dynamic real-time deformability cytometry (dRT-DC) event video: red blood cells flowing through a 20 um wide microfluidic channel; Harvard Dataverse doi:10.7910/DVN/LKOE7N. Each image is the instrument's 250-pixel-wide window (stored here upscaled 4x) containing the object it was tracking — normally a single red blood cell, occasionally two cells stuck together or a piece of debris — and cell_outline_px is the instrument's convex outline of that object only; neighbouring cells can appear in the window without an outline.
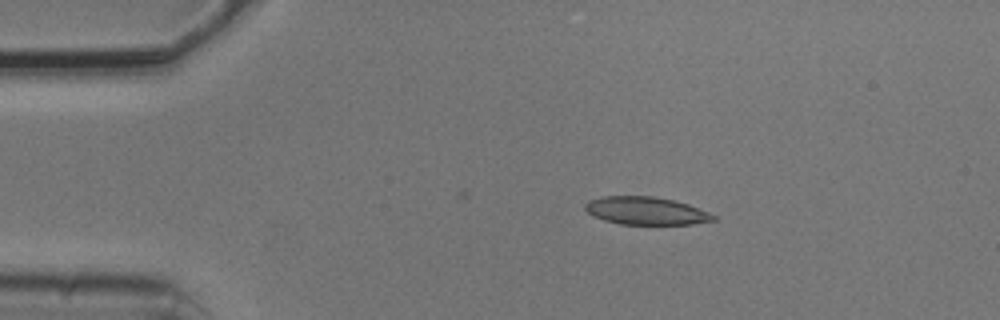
{"species": "common noctule bat (a hibernating species)", "species_latin": "Nyctalus noctula", "temperature_condition": "cold", "stored_images_in_passage": 7, "camera_frame_rate_fps": 3000, "um_per_image_px": 0.085, "animal": {"sex": "male", "body_mass_g": 20.5, "forearm_length_mm": 52.5}, "frame": {"image": 1, "passage_image": 3, "time_ms": 0.667, "image_size_px": [1000, 320], "cell_outline_px": [[716, 220], [692, 224], [620, 224], [604, 220], [592, 216], [584, 208], [584, 204], [588, 200], [600, 196], [652, 196], [676, 200], [688, 204], [708, 212], [716, 216]], "centroid_in_image_um": [54.88, 17.91], "position_along_channel_um": 30.1, "area_um2": 20.92}}
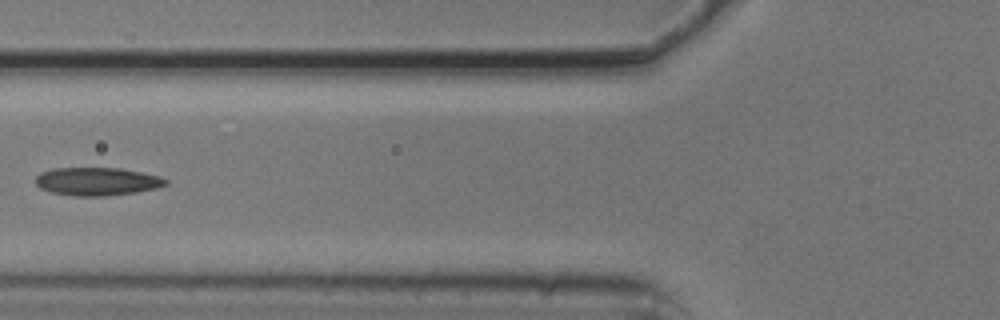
{"frame": {"image": 2, "passage_image": 6, "time_ms": 1.667, "image_size_px": [1000, 320], "cell_outline_px": [[168, 184], [156, 188], [136, 192], [104, 196], [72, 196], [52, 192], [40, 188], [36, 184], [36, 176], [40, 172], [52, 168], [120, 168], [160, 176], [168, 180]], "centroid_in_image_um": [8.24, 15.42], "position_along_channel_um": 117.6, "area_um2": 21.33}}
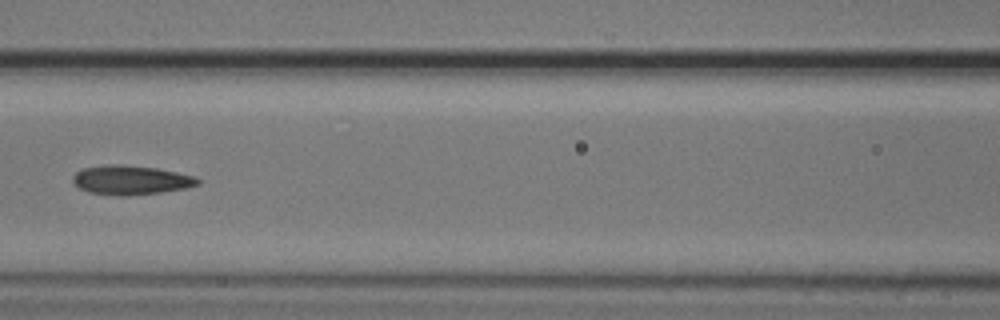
{"frame": {"image": 3, "passage_image": 7, "time_ms": 2.0, "image_size_px": [1000, 320], "cell_outline_px": [[200, 184], [184, 188], [160, 192], [120, 196], [88, 192], [80, 188], [72, 180], [72, 176], [76, 172], [84, 168], [112, 164], [116, 164], [156, 168], [196, 176], [200, 180]], "centroid_in_image_um": [11.13, 15.3], "position_along_channel_um": 155.5, "area_um2": 20.98}}